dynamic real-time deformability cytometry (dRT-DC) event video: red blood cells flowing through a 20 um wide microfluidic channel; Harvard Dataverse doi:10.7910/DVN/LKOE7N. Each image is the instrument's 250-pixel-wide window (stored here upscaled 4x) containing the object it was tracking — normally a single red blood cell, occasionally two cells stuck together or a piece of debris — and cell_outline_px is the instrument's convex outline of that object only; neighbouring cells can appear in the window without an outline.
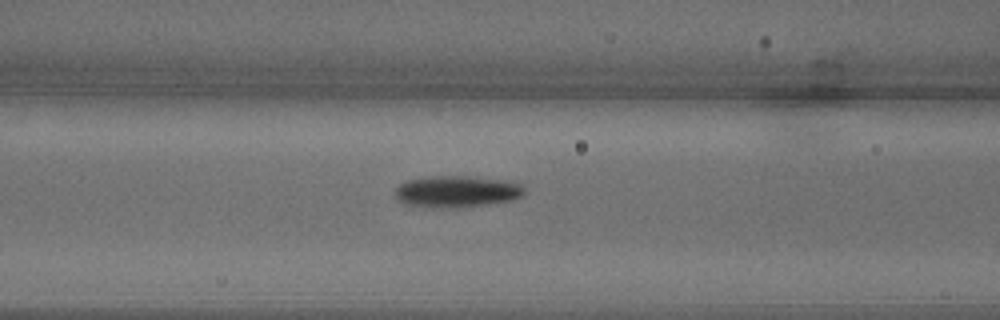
{"species": "common noctule bat (a hibernating species)", "species_latin": "Nyctalus noctula", "temperature_condition": "warm", "stored_images_in_passage": 11, "camera_frame_rate_fps": 3000, "um_per_image_px": 0.085, "animal": {"sex": "male", "body_mass_g": 18.8}, "frame": {"image": 1, "passage_image": 11, "time_ms": 3.333, "image_size_px": [1000, 320], "cell_outline_px": [[524, 196], [512, 200], [488, 204], [460, 208], [440, 208], [404, 204], [396, 200], [396, 188], [400, 184], [408, 180], [436, 176], [464, 176], [500, 180], [520, 184], [524, 188]], "centroid_in_image_um": [38.82, 16.3], "position_along_channel_um": 127.8, "area_um2": 23.7}}